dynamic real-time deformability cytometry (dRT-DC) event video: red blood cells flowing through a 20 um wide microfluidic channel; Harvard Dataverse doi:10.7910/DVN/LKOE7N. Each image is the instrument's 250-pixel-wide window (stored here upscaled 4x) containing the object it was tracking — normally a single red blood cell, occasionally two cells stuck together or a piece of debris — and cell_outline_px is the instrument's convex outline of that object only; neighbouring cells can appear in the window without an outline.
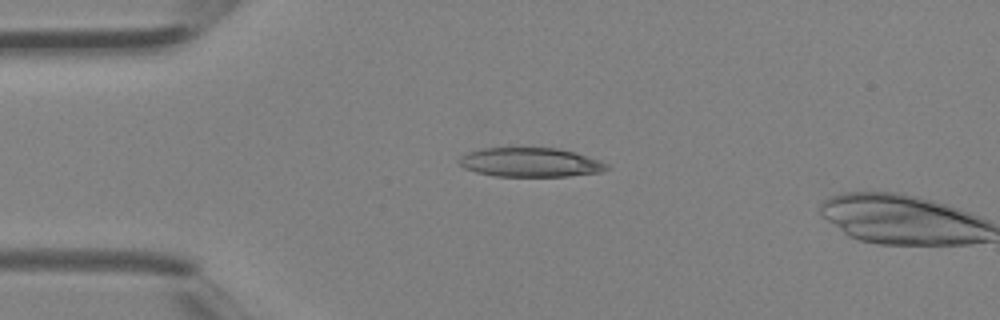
{"species": "Egyptian fruit bat (a non-hibernating species)", "species_latin": "Rousettus aegyptiacus", "temperature_condition": "room temperature", "stored_images_in_passage": 2, "camera_frame_rate_fps": 3000, "um_per_image_px": 0.085, "animal": {"sex": "female"}, "frame": {"image": 1, "passage_image": 1, "time_ms": 0.0, "image_size_px": [1000, 320], "cell_outline_px": [[608, 168], [600, 172], [568, 176], [496, 176], [476, 172], [464, 168], [456, 160], [460, 156], [476, 148], [560, 148], [576, 152], [600, 160], [608, 164]], "centroid_in_image_um": [45.05, 13.79], "position_along_channel_um": 39.9, "area_um2": 25.26}}